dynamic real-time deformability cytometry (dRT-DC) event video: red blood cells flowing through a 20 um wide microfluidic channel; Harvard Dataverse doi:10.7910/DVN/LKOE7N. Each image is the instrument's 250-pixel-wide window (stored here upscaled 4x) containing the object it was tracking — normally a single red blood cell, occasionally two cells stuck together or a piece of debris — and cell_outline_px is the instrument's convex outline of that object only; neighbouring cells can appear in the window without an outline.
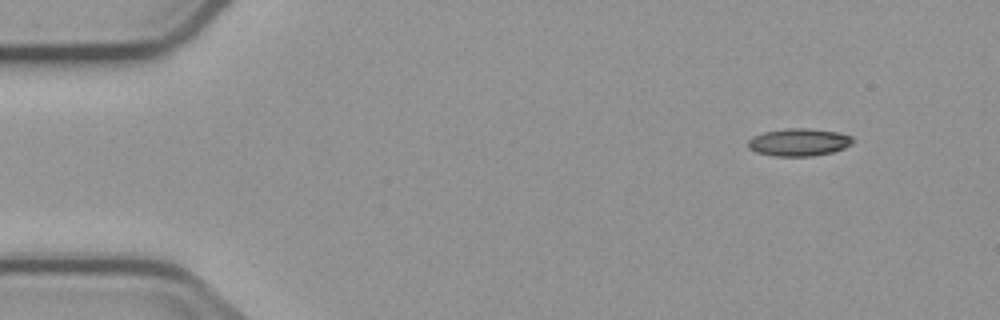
{"species": "common noctule bat (a hibernating species)", "species_latin": "Nyctalus noctula", "temperature_condition": "cold", "stored_images_in_passage": 5, "segment_of_instrument_passage": [2, 2], "camera_frame_rate_fps": 3000, "um_per_image_px": 0.085, "animal": {"sex": "male", "body_mass_g": 23.1, "forearm_length_mm": 52.7}, "frame": {"image": 1, "passage_image": 5, "time_ms": 6.0, "image_size_px": [1000, 320], "cell_outline_px": [[852, 144], [844, 148], [832, 152], [812, 156], [772, 156], [756, 152], [748, 148], [748, 140], [752, 136], [764, 132], [788, 128], [808, 128], [836, 132], [852, 136]], "centroid_in_image_um": [67.87, 12.09], "position_along_channel_um": 17.1, "area_um2": 16.82}}